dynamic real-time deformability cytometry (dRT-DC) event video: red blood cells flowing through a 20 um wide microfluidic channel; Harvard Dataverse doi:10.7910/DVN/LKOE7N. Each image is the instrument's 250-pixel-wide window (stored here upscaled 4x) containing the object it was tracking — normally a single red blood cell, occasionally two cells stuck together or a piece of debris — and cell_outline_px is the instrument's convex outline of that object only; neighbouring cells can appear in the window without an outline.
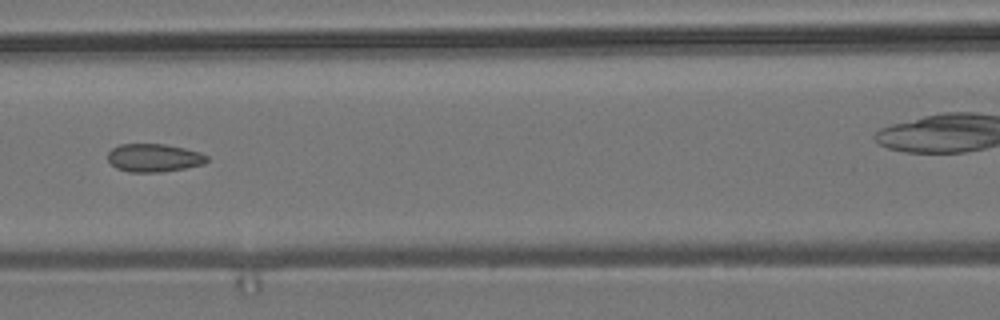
{"species": "common noctule bat (a hibernating species)", "species_latin": "Nyctalus noctula", "temperature_condition": "room temperature", "stored_images_in_passage": 7, "camera_frame_rate_fps": 3000, "um_per_image_px": 0.085, "animal": {"sex": "male", "body_mass_g": 19.2, "forearm_length_mm": 51.8}, "frame": {"image": 1, "passage_image": 3, "time_ms": 0.667, "image_size_px": [1000, 320], "cell_outline_px": [[208, 160], [204, 164], [184, 168], [160, 172], [128, 172], [116, 168], [108, 160], [108, 152], [112, 148], [120, 144], [164, 144], [184, 148], [200, 152], [208, 156]], "centroid_in_image_um": [13.08, 13.41], "position_along_channel_um": 153.5, "area_um2": 16.24}}